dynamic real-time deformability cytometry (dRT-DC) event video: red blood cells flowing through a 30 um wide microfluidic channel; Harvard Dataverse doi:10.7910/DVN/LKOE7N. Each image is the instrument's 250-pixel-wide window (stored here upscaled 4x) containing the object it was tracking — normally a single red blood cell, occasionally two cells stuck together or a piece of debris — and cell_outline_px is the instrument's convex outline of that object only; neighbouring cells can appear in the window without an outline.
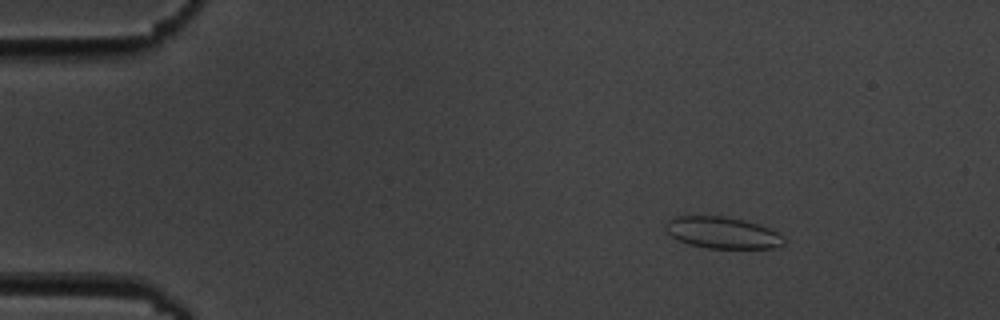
{"species": "common noctule bat (a hibernating species)", "species_latin": "Nyctalus noctula", "temperature_condition": "cold", "stored_images_in_passage": 6, "camera_frame_rate_fps": 3000, "um_per_image_px": 0.085, "animal": {"sex": "male", "body_mass_g": 19.5, "forearm_length_mm": 54.6}, "frame": {"image": 1, "passage_image": 3, "time_ms": 2.333, "image_size_px": [1000, 320], "cell_outline_px": [[784, 244], [772, 248], [708, 248], [688, 244], [672, 236], [668, 232], [668, 220], [672, 216], [724, 216], [744, 220], [768, 228], [784, 236]], "centroid_in_image_um": [61.42, 19.78], "position_along_channel_um": 23.6, "area_um2": 21.44}}